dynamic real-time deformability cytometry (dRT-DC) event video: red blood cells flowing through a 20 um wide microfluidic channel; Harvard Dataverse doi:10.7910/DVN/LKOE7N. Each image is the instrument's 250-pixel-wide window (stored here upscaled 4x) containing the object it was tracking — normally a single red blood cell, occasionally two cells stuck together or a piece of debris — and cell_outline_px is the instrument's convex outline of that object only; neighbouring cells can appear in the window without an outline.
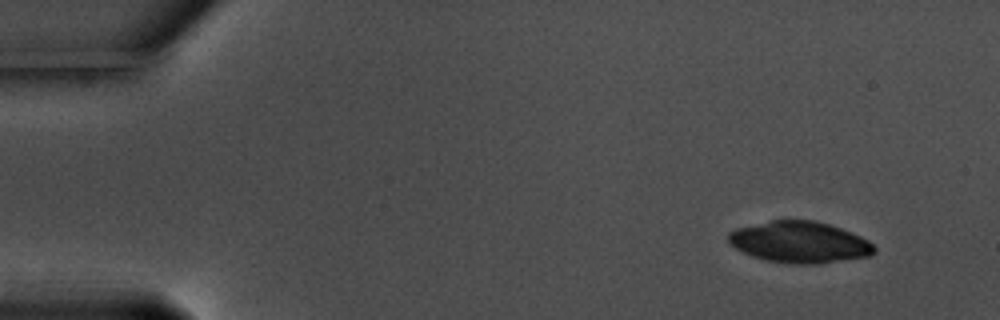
{"species": "common noctule bat (a hibernating species)", "species_latin": "Nyctalus noctula", "temperature_condition": "warm", "stored_images_in_passage": 53, "camera_frame_rate_fps": 3000, "um_per_image_px": 0.085, "animal": {"sex": "male", "body_mass_g": 17.5, "forearm_length_mm": 52.3}, "frame": {"image": 1, "passage_image": 1, "time_ms": 0.0, "image_size_px": [1000, 320], "cell_outline_px": [[876, 252], [868, 256], [816, 264], [796, 264], [764, 260], [752, 256], [736, 248], [728, 240], [728, 232], [736, 228], [772, 220], [816, 220], [840, 228], [860, 236], [868, 240], [876, 248]], "centroid_in_image_um": [67.96, 20.58], "position_along_channel_um": 17.0, "area_um2": 34.97}}